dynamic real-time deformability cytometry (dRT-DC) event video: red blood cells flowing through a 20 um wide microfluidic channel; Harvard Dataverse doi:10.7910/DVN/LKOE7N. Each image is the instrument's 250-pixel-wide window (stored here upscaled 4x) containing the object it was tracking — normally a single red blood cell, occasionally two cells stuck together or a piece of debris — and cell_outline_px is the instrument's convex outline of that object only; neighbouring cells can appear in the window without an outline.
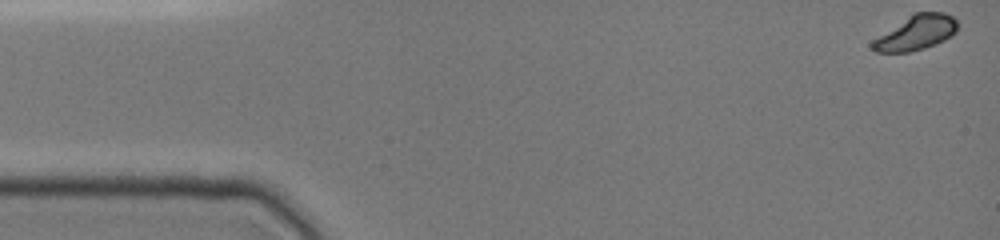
{"species": "common noctule bat (a hibernating species)", "species_latin": "Nyctalus noctula", "temperature_condition": "cold", "stored_images_in_passage": 11, "camera_frame_rate_fps": 3000, "um_per_image_px": 0.085, "animal": {"sex": "female", "body_mass_g": 19.0, "forearm_length_mm": 51.5}, "frame": {"image": 1, "passage_image": 1, "time_ms": 0.0, "image_size_px": [1000, 240], "cell_outline_px": [[956, 32], [952, 36], [936, 44], [924, 48], [908, 52], [876, 52], [868, 44], [872, 40], [912, 12], [944, 12], [952, 16], [956, 20]], "centroid_in_image_um": [77.83, 2.77], "position_along_channel_um": 7.2, "area_um2": 17.34}}
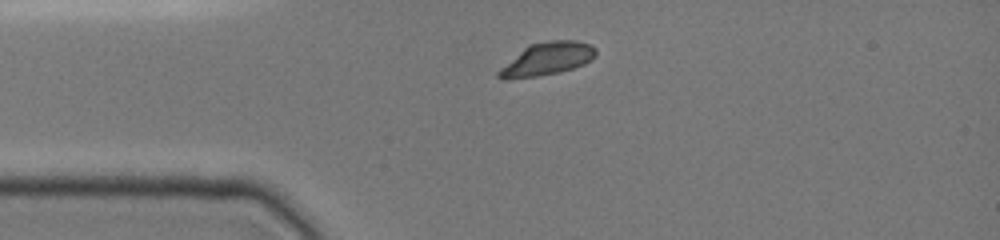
{"frame": {"image": 2, "passage_image": 10, "time_ms": 3.333, "image_size_px": [1000, 240], "cell_outline_px": [[596, 56], [592, 60], [584, 64], [560, 72], [536, 76], [504, 80], [496, 76], [496, 72], [500, 68], [528, 44], [548, 40], [576, 40], [592, 44], [596, 48]], "centroid_in_image_um": [46.51, 4.99], "position_along_channel_um": 38.5, "area_um2": 18.73}}